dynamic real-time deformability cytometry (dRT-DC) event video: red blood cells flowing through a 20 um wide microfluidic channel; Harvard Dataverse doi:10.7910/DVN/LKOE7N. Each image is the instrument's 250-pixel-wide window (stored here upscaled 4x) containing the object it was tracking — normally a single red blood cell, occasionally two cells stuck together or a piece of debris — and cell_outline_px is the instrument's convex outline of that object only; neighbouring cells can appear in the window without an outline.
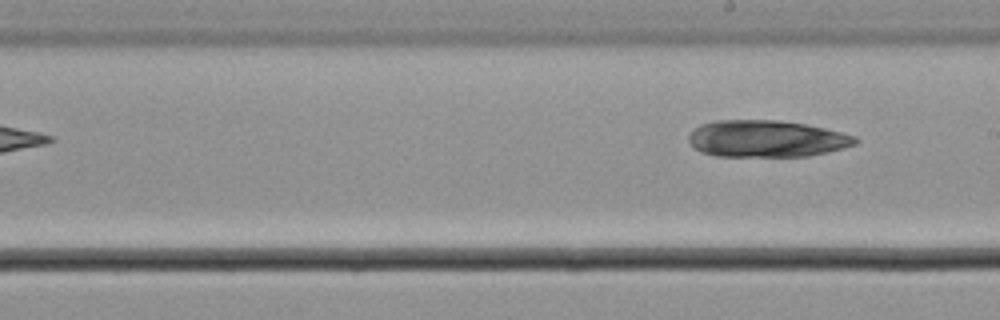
{"species": "common noctule bat (a hibernating species)", "species_latin": "Nyctalus noctula", "temperature_condition": "cold", "stored_images_in_passage": 10, "camera_frame_rate_fps": 3000, "um_per_image_px": 0.085, "animal": {"sex": "male", "body_mass_g": 21.5, "forearm_length_mm": 52.0}, "frame": {"image": 1, "passage_image": 10, "time_ms": 3.0, "image_size_px": [1000, 320], "cell_outline_px": [[860, 140], [856, 144], [808, 156], [716, 156], [700, 152], [692, 148], [688, 140], [688, 136], [700, 124], [716, 120], [780, 120], [804, 124], [824, 128], [856, 136]], "centroid_in_image_um": [65.11, 11.79], "position_along_channel_um": 223.9, "area_um2": 35.72}}